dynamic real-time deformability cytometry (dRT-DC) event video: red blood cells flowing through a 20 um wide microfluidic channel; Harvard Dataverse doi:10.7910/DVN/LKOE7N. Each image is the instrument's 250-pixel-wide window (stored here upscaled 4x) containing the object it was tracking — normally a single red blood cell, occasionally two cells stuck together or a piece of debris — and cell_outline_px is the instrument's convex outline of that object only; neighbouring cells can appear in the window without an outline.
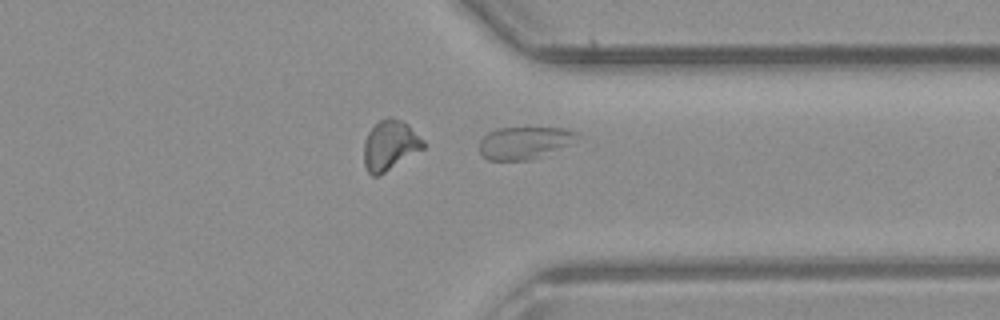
{"species": "common noctule bat (a hibernating species)", "species_latin": "Nyctalus noctula", "temperature_condition": "room temperature", "stored_images_in_passage": 29, "camera_frame_rate_fps": 3000, "um_per_image_px": 0.085, "animal": {"sex": "male", "body_mass_g": 23.1, "forearm_length_mm": 52.7}, "frame": {"image": 1, "passage_image": 25, "time_ms": 8.0, "image_size_px": [1000, 320], "cell_outline_px": [[576, 132], [572, 144], [528, 160], [488, 160], [480, 152], [480, 140], [488, 132], [496, 128], [564, 128]], "centroid_in_image_um": [44.52, 12.13], "position_along_channel_um": 366.9, "area_um2": 18.03}}